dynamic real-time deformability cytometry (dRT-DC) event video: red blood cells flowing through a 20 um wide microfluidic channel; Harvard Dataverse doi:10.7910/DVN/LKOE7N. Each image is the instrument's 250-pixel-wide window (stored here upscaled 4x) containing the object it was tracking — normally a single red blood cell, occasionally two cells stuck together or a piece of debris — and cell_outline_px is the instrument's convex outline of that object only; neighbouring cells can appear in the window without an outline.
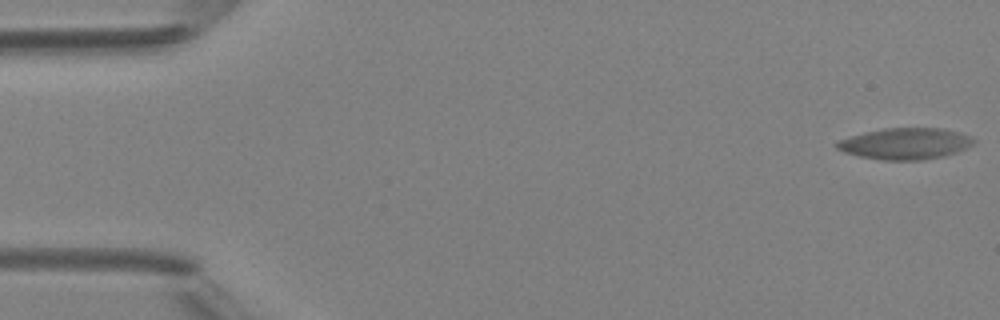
{"species": "Egyptian fruit bat (a non-hibernating species)", "species_latin": "Rousettus aegyptiacus", "temperature_condition": "room temperature", "stored_images_in_passage": 3, "camera_frame_rate_fps": 3000, "um_per_image_px": 0.085, "animal": {"sex": "female"}, "frame": {"image": 1, "passage_image": 1, "time_ms": 0.0, "image_size_px": [1000, 320], "cell_outline_px": [[976, 140], [972, 144], [956, 152], [944, 156], [924, 160], [880, 160], [860, 156], [844, 152], [836, 148], [832, 144], [836, 140], [848, 136], [864, 132], [884, 128], [944, 128], [960, 132], [972, 136]], "centroid_in_image_um": [76.91, 12.2], "position_along_channel_um": 8.1, "area_um2": 25.32}}